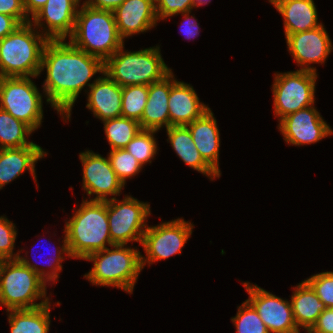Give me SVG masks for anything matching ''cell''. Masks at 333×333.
<instances>
[{
	"label": "cell",
	"mask_w": 333,
	"mask_h": 333,
	"mask_svg": "<svg viewBox=\"0 0 333 333\" xmlns=\"http://www.w3.org/2000/svg\"><path fill=\"white\" fill-rule=\"evenodd\" d=\"M113 15L122 40L148 31L158 22L155 0H125Z\"/></svg>",
	"instance_id": "cell-17"
},
{
	"label": "cell",
	"mask_w": 333,
	"mask_h": 333,
	"mask_svg": "<svg viewBox=\"0 0 333 333\" xmlns=\"http://www.w3.org/2000/svg\"><path fill=\"white\" fill-rule=\"evenodd\" d=\"M284 19L285 37L289 34L315 29L318 22L313 0H269Z\"/></svg>",
	"instance_id": "cell-23"
},
{
	"label": "cell",
	"mask_w": 333,
	"mask_h": 333,
	"mask_svg": "<svg viewBox=\"0 0 333 333\" xmlns=\"http://www.w3.org/2000/svg\"><path fill=\"white\" fill-rule=\"evenodd\" d=\"M155 130H140L127 144L125 149L131 153L141 165L152 162L157 153V143L154 137Z\"/></svg>",
	"instance_id": "cell-30"
},
{
	"label": "cell",
	"mask_w": 333,
	"mask_h": 333,
	"mask_svg": "<svg viewBox=\"0 0 333 333\" xmlns=\"http://www.w3.org/2000/svg\"><path fill=\"white\" fill-rule=\"evenodd\" d=\"M168 108L170 126H187L210 109L200 102L193 86L176 80L172 71Z\"/></svg>",
	"instance_id": "cell-18"
},
{
	"label": "cell",
	"mask_w": 333,
	"mask_h": 333,
	"mask_svg": "<svg viewBox=\"0 0 333 333\" xmlns=\"http://www.w3.org/2000/svg\"><path fill=\"white\" fill-rule=\"evenodd\" d=\"M70 42L86 53L105 62L122 45L112 11L94 9L82 4Z\"/></svg>",
	"instance_id": "cell-5"
},
{
	"label": "cell",
	"mask_w": 333,
	"mask_h": 333,
	"mask_svg": "<svg viewBox=\"0 0 333 333\" xmlns=\"http://www.w3.org/2000/svg\"><path fill=\"white\" fill-rule=\"evenodd\" d=\"M194 8L193 0H155V10L158 21L167 17L186 13Z\"/></svg>",
	"instance_id": "cell-35"
},
{
	"label": "cell",
	"mask_w": 333,
	"mask_h": 333,
	"mask_svg": "<svg viewBox=\"0 0 333 333\" xmlns=\"http://www.w3.org/2000/svg\"><path fill=\"white\" fill-rule=\"evenodd\" d=\"M210 2H211L210 0H193V6L194 8L195 7L197 8Z\"/></svg>",
	"instance_id": "cell-43"
},
{
	"label": "cell",
	"mask_w": 333,
	"mask_h": 333,
	"mask_svg": "<svg viewBox=\"0 0 333 333\" xmlns=\"http://www.w3.org/2000/svg\"><path fill=\"white\" fill-rule=\"evenodd\" d=\"M278 127L286 143L295 146L317 143L333 133L314 105L285 116Z\"/></svg>",
	"instance_id": "cell-14"
},
{
	"label": "cell",
	"mask_w": 333,
	"mask_h": 333,
	"mask_svg": "<svg viewBox=\"0 0 333 333\" xmlns=\"http://www.w3.org/2000/svg\"><path fill=\"white\" fill-rule=\"evenodd\" d=\"M0 13L14 17L21 25L30 23L23 0H0Z\"/></svg>",
	"instance_id": "cell-36"
},
{
	"label": "cell",
	"mask_w": 333,
	"mask_h": 333,
	"mask_svg": "<svg viewBox=\"0 0 333 333\" xmlns=\"http://www.w3.org/2000/svg\"><path fill=\"white\" fill-rule=\"evenodd\" d=\"M108 159L118 179L125 186L126 179L135 176L142 169V165L125 148L111 150Z\"/></svg>",
	"instance_id": "cell-31"
},
{
	"label": "cell",
	"mask_w": 333,
	"mask_h": 333,
	"mask_svg": "<svg viewBox=\"0 0 333 333\" xmlns=\"http://www.w3.org/2000/svg\"><path fill=\"white\" fill-rule=\"evenodd\" d=\"M194 225L191 222L178 218L163 222L156 226H148L141 246L146 253V258L141 256L142 268L146 263L152 264L158 260H164L175 254H181Z\"/></svg>",
	"instance_id": "cell-11"
},
{
	"label": "cell",
	"mask_w": 333,
	"mask_h": 333,
	"mask_svg": "<svg viewBox=\"0 0 333 333\" xmlns=\"http://www.w3.org/2000/svg\"><path fill=\"white\" fill-rule=\"evenodd\" d=\"M64 234L71 258L84 259L87 255L112 247L107 201L83 200L80 208L65 222Z\"/></svg>",
	"instance_id": "cell-3"
},
{
	"label": "cell",
	"mask_w": 333,
	"mask_h": 333,
	"mask_svg": "<svg viewBox=\"0 0 333 333\" xmlns=\"http://www.w3.org/2000/svg\"><path fill=\"white\" fill-rule=\"evenodd\" d=\"M45 68L47 76L42 86L46 102L69 120L83 87L93 84L88 82L96 73H104V62L65 39L48 40L42 52L40 74Z\"/></svg>",
	"instance_id": "cell-1"
},
{
	"label": "cell",
	"mask_w": 333,
	"mask_h": 333,
	"mask_svg": "<svg viewBox=\"0 0 333 333\" xmlns=\"http://www.w3.org/2000/svg\"><path fill=\"white\" fill-rule=\"evenodd\" d=\"M171 88V72L161 81L148 86V99L141 120L142 130L158 131L170 127L168 99Z\"/></svg>",
	"instance_id": "cell-22"
},
{
	"label": "cell",
	"mask_w": 333,
	"mask_h": 333,
	"mask_svg": "<svg viewBox=\"0 0 333 333\" xmlns=\"http://www.w3.org/2000/svg\"><path fill=\"white\" fill-rule=\"evenodd\" d=\"M274 76L273 105L275 117H279V121L291 113L314 105L317 73L299 69Z\"/></svg>",
	"instance_id": "cell-9"
},
{
	"label": "cell",
	"mask_w": 333,
	"mask_h": 333,
	"mask_svg": "<svg viewBox=\"0 0 333 333\" xmlns=\"http://www.w3.org/2000/svg\"><path fill=\"white\" fill-rule=\"evenodd\" d=\"M102 76L89 87L86 107L102 121L121 117L122 87L105 73Z\"/></svg>",
	"instance_id": "cell-19"
},
{
	"label": "cell",
	"mask_w": 333,
	"mask_h": 333,
	"mask_svg": "<svg viewBox=\"0 0 333 333\" xmlns=\"http://www.w3.org/2000/svg\"><path fill=\"white\" fill-rule=\"evenodd\" d=\"M63 245H62V247H58L57 249H56V255H55V258L53 259L52 258V262L50 261L49 262V266H50V271H47L46 272V282H50V281H56V280H58L57 278H58V276H59V272L62 270V265H61V262H63V260H64V258H65V256L63 257V255L64 254H66L68 257H70L71 258V255H70V253H69V249H68V245H67V238H66V234H65V236H64V239H63ZM52 254V253H51ZM63 254V255H62ZM53 263V264H52Z\"/></svg>",
	"instance_id": "cell-37"
},
{
	"label": "cell",
	"mask_w": 333,
	"mask_h": 333,
	"mask_svg": "<svg viewBox=\"0 0 333 333\" xmlns=\"http://www.w3.org/2000/svg\"><path fill=\"white\" fill-rule=\"evenodd\" d=\"M46 271L26 257L0 263V306L7 310L35 309L49 303L46 296ZM45 299V300H42ZM41 299L40 303H36ZM35 301V302H34Z\"/></svg>",
	"instance_id": "cell-2"
},
{
	"label": "cell",
	"mask_w": 333,
	"mask_h": 333,
	"mask_svg": "<svg viewBox=\"0 0 333 333\" xmlns=\"http://www.w3.org/2000/svg\"><path fill=\"white\" fill-rule=\"evenodd\" d=\"M43 100L30 77H0V108L34 131L41 126Z\"/></svg>",
	"instance_id": "cell-8"
},
{
	"label": "cell",
	"mask_w": 333,
	"mask_h": 333,
	"mask_svg": "<svg viewBox=\"0 0 333 333\" xmlns=\"http://www.w3.org/2000/svg\"><path fill=\"white\" fill-rule=\"evenodd\" d=\"M123 49L124 45L104 62V73L121 87L149 86L161 81L171 72L158 46L133 52Z\"/></svg>",
	"instance_id": "cell-7"
},
{
	"label": "cell",
	"mask_w": 333,
	"mask_h": 333,
	"mask_svg": "<svg viewBox=\"0 0 333 333\" xmlns=\"http://www.w3.org/2000/svg\"><path fill=\"white\" fill-rule=\"evenodd\" d=\"M81 0H48L43 8L30 20L35 28H42L48 40H61L73 34L79 2ZM34 23V24H33ZM48 28V29H45Z\"/></svg>",
	"instance_id": "cell-16"
},
{
	"label": "cell",
	"mask_w": 333,
	"mask_h": 333,
	"mask_svg": "<svg viewBox=\"0 0 333 333\" xmlns=\"http://www.w3.org/2000/svg\"><path fill=\"white\" fill-rule=\"evenodd\" d=\"M151 214L150 204L140 202L132 196L120 201L116 197L107 200V215L112 243L126 245L128 242L142 243L147 229L146 219Z\"/></svg>",
	"instance_id": "cell-10"
},
{
	"label": "cell",
	"mask_w": 333,
	"mask_h": 333,
	"mask_svg": "<svg viewBox=\"0 0 333 333\" xmlns=\"http://www.w3.org/2000/svg\"><path fill=\"white\" fill-rule=\"evenodd\" d=\"M103 123L111 150L125 148L141 130L138 121L125 117L104 120Z\"/></svg>",
	"instance_id": "cell-28"
},
{
	"label": "cell",
	"mask_w": 333,
	"mask_h": 333,
	"mask_svg": "<svg viewBox=\"0 0 333 333\" xmlns=\"http://www.w3.org/2000/svg\"><path fill=\"white\" fill-rule=\"evenodd\" d=\"M33 131L29 125L0 108V149L37 145L32 141L29 142L26 138Z\"/></svg>",
	"instance_id": "cell-27"
},
{
	"label": "cell",
	"mask_w": 333,
	"mask_h": 333,
	"mask_svg": "<svg viewBox=\"0 0 333 333\" xmlns=\"http://www.w3.org/2000/svg\"><path fill=\"white\" fill-rule=\"evenodd\" d=\"M327 308H333V272H321L305 280Z\"/></svg>",
	"instance_id": "cell-34"
},
{
	"label": "cell",
	"mask_w": 333,
	"mask_h": 333,
	"mask_svg": "<svg viewBox=\"0 0 333 333\" xmlns=\"http://www.w3.org/2000/svg\"><path fill=\"white\" fill-rule=\"evenodd\" d=\"M288 51L293 59L301 66V70L316 73V68L309 66L314 63H325L333 47L329 35L320 25L315 29L289 34L286 37Z\"/></svg>",
	"instance_id": "cell-15"
},
{
	"label": "cell",
	"mask_w": 333,
	"mask_h": 333,
	"mask_svg": "<svg viewBox=\"0 0 333 333\" xmlns=\"http://www.w3.org/2000/svg\"><path fill=\"white\" fill-rule=\"evenodd\" d=\"M32 26L31 22L22 24L0 39V77L40 75L42 52L48 39Z\"/></svg>",
	"instance_id": "cell-4"
},
{
	"label": "cell",
	"mask_w": 333,
	"mask_h": 333,
	"mask_svg": "<svg viewBox=\"0 0 333 333\" xmlns=\"http://www.w3.org/2000/svg\"><path fill=\"white\" fill-rule=\"evenodd\" d=\"M125 0H85L83 2L87 6L107 11H114L118 6H120Z\"/></svg>",
	"instance_id": "cell-41"
},
{
	"label": "cell",
	"mask_w": 333,
	"mask_h": 333,
	"mask_svg": "<svg viewBox=\"0 0 333 333\" xmlns=\"http://www.w3.org/2000/svg\"><path fill=\"white\" fill-rule=\"evenodd\" d=\"M47 154L39 145L0 149V189L25 170H29L36 182L35 164Z\"/></svg>",
	"instance_id": "cell-20"
},
{
	"label": "cell",
	"mask_w": 333,
	"mask_h": 333,
	"mask_svg": "<svg viewBox=\"0 0 333 333\" xmlns=\"http://www.w3.org/2000/svg\"><path fill=\"white\" fill-rule=\"evenodd\" d=\"M50 303L35 309L7 310L10 333H48Z\"/></svg>",
	"instance_id": "cell-26"
},
{
	"label": "cell",
	"mask_w": 333,
	"mask_h": 333,
	"mask_svg": "<svg viewBox=\"0 0 333 333\" xmlns=\"http://www.w3.org/2000/svg\"><path fill=\"white\" fill-rule=\"evenodd\" d=\"M20 25L14 17L0 13V39L14 32Z\"/></svg>",
	"instance_id": "cell-40"
},
{
	"label": "cell",
	"mask_w": 333,
	"mask_h": 333,
	"mask_svg": "<svg viewBox=\"0 0 333 333\" xmlns=\"http://www.w3.org/2000/svg\"><path fill=\"white\" fill-rule=\"evenodd\" d=\"M294 288L290 301L294 320L298 329L303 327L308 332L327 307L305 280Z\"/></svg>",
	"instance_id": "cell-25"
},
{
	"label": "cell",
	"mask_w": 333,
	"mask_h": 333,
	"mask_svg": "<svg viewBox=\"0 0 333 333\" xmlns=\"http://www.w3.org/2000/svg\"><path fill=\"white\" fill-rule=\"evenodd\" d=\"M308 333H333V308L324 310Z\"/></svg>",
	"instance_id": "cell-38"
},
{
	"label": "cell",
	"mask_w": 333,
	"mask_h": 333,
	"mask_svg": "<svg viewBox=\"0 0 333 333\" xmlns=\"http://www.w3.org/2000/svg\"><path fill=\"white\" fill-rule=\"evenodd\" d=\"M168 140L181 160L210 179L220 176L204 161L187 126H170L166 129Z\"/></svg>",
	"instance_id": "cell-24"
},
{
	"label": "cell",
	"mask_w": 333,
	"mask_h": 333,
	"mask_svg": "<svg viewBox=\"0 0 333 333\" xmlns=\"http://www.w3.org/2000/svg\"><path fill=\"white\" fill-rule=\"evenodd\" d=\"M48 0H23L24 8L27 16L33 17L37 12H39Z\"/></svg>",
	"instance_id": "cell-42"
},
{
	"label": "cell",
	"mask_w": 333,
	"mask_h": 333,
	"mask_svg": "<svg viewBox=\"0 0 333 333\" xmlns=\"http://www.w3.org/2000/svg\"><path fill=\"white\" fill-rule=\"evenodd\" d=\"M83 166V186L87 195L96 196L90 201H107L108 196H117L124 188L111 167L110 161L90 150L79 154Z\"/></svg>",
	"instance_id": "cell-13"
},
{
	"label": "cell",
	"mask_w": 333,
	"mask_h": 333,
	"mask_svg": "<svg viewBox=\"0 0 333 333\" xmlns=\"http://www.w3.org/2000/svg\"><path fill=\"white\" fill-rule=\"evenodd\" d=\"M213 114L209 109L200 118L189 123L187 127L204 161L220 176L221 172L218 162L220 132Z\"/></svg>",
	"instance_id": "cell-21"
},
{
	"label": "cell",
	"mask_w": 333,
	"mask_h": 333,
	"mask_svg": "<svg viewBox=\"0 0 333 333\" xmlns=\"http://www.w3.org/2000/svg\"><path fill=\"white\" fill-rule=\"evenodd\" d=\"M191 11L183 13L185 22L181 25V33L187 36V39L195 38L197 35H199V24L195 20L194 16L189 17V14Z\"/></svg>",
	"instance_id": "cell-39"
},
{
	"label": "cell",
	"mask_w": 333,
	"mask_h": 333,
	"mask_svg": "<svg viewBox=\"0 0 333 333\" xmlns=\"http://www.w3.org/2000/svg\"><path fill=\"white\" fill-rule=\"evenodd\" d=\"M249 294L247 301L255 308L269 333H300L296 326L291 302L258 287L244 282Z\"/></svg>",
	"instance_id": "cell-12"
},
{
	"label": "cell",
	"mask_w": 333,
	"mask_h": 333,
	"mask_svg": "<svg viewBox=\"0 0 333 333\" xmlns=\"http://www.w3.org/2000/svg\"><path fill=\"white\" fill-rule=\"evenodd\" d=\"M148 99L147 85H128L122 87L121 117L140 121Z\"/></svg>",
	"instance_id": "cell-29"
},
{
	"label": "cell",
	"mask_w": 333,
	"mask_h": 333,
	"mask_svg": "<svg viewBox=\"0 0 333 333\" xmlns=\"http://www.w3.org/2000/svg\"><path fill=\"white\" fill-rule=\"evenodd\" d=\"M93 252L83 260L92 261V269L84 275L93 285L113 286L132 294L141 272V253L135 248L115 244Z\"/></svg>",
	"instance_id": "cell-6"
},
{
	"label": "cell",
	"mask_w": 333,
	"mask_h": 333,
	"mask_svg": "<svg viewBox=\"0 0 333 333\" xmlns=\"http://www.w3.org/2000/svg\"><path fill=\"white\" fill-rule=\"evenodd\" d=\"M231 321L236 327V333H269L255 308L247 300L238 307L237 315Z\"/></svg>",
	"instance_id": "cell-32"
},
{
	"label": "cell",
	"mask_w": 333,
	"mask_h": 333,
	"mask_svg": "<svg viewBox=\"0 0 333 333\" xmlns=\"http://www.w3.org/2000/svg\"><path fill=\"white\" fill-rule=\"evenodd\" d=\"M17 236V230L15 224L8 220L4 216H0V259L9 260L17 259L20 255L13 253L15 240Z\"/></svg>",
	"instance_id": "cell-33"
}]
</instances>
